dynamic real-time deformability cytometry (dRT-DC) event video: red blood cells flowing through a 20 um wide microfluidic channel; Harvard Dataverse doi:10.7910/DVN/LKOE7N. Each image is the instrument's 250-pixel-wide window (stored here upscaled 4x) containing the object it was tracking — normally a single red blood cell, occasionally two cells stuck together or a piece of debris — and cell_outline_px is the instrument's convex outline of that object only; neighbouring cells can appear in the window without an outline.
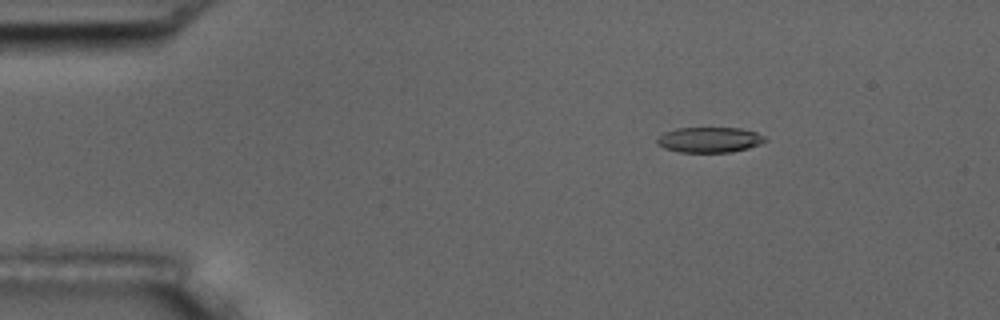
{"species": "common noctule bat (a hibernating species)", "species_latin": "Nyctalus noctula", "temperature_condition": "room temperature", "stored_images_in_passage": 5, "camera_frame_rate_fps": 3000, "um_per_image_px": 0.085, "animal": {"sex": "male", "body_mass_g": 17.5, "forearm_length_mm": 52.3}, "frame": {"image": 1, "passage_image": 3, "time_ms": 2.333, "image_size_px": [1000, 320], "cell_outline_px": [[768, 140], [760, 144], [748, 148], [732, 152], [680, 152], [664, 148], [656, 144], [656, 140], [664, 132], [676, 128], [740, 128], [756, 132], [764, 136]], "centroid_in_image_um": [60.3, 11.88], "position_along_channel_um": 24.7, "area_um2": 16.01}}